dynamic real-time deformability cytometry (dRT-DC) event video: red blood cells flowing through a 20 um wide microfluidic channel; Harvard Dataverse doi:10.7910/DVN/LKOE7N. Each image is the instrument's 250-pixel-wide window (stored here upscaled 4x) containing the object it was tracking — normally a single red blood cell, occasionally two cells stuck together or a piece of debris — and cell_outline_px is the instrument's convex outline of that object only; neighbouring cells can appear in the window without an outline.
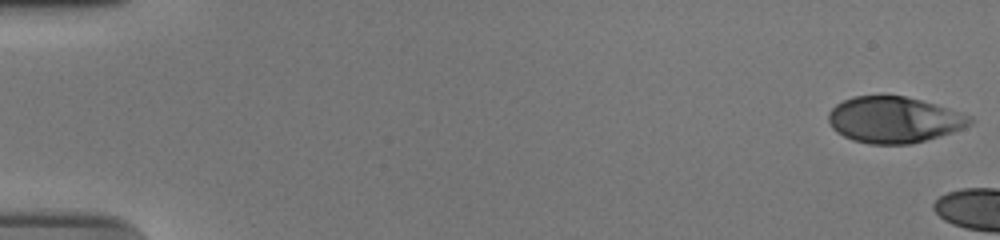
{"species": "human", "species_latin": "Homo sapiens", "temperature_condition": "cold", "stored_images_in_passage": 6, "camera_frame_rate_fps": 3000, "um_per_image_px": 0.085, "donor": {"sex": "male"}, "frame": {"image": 1, "passage_image": 1, "time_ms": 0.0, "image_size_px": [1000, 240], "cell_outline_px": [[972, 124], [952, 132], [924, 140], [908, 144], [868, 144], [852, 140], [836, 132], [832, 128], [828, 120], [828, 112], [836, 104], [852, 96], [904, 96], [920, 100], [972, 116]], "centroid_in_image_um": [75.94, 10.18], "position_along_channel_um": 9.1, "area_um2": 37.74}}